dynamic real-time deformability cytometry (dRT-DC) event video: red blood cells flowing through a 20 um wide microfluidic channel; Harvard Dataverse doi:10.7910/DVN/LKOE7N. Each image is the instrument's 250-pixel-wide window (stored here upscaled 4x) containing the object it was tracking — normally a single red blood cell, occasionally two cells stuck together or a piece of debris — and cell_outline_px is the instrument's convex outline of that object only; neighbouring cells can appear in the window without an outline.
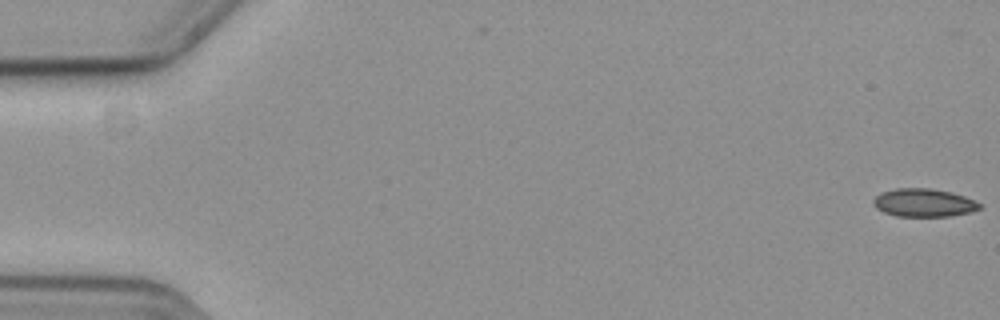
{"species": "common noctule bat (a hibernating species)", "species_latin": "Nyctalus noctula", "temperature_condition": "cold", "stored_images_in_passage": 58, "camera_frame_rate_fps": 3000, "um_per_image_px": 0.085, "animal": {"sex": "female", "body_mass_g": 19.3, "forearm_length_mm": 54.1}, "frame": {"image": 1, "passage_image": 1, "time_ms": 0.0, "image_size_px": [1000, 320], "cell_outline_px": [[980, 208], [968, 212], [948, 216], [896, 216], [884, 212], [876, 208], [872, 204], [872, 200], [880, 192], [896, 188], [928, 188], [948, 192], [964, 196], [980, 204]], "centroid_in_image_um": [78.43, 17.23], "position_along_channel_um": 6.6, "area_um2": 17.17}}
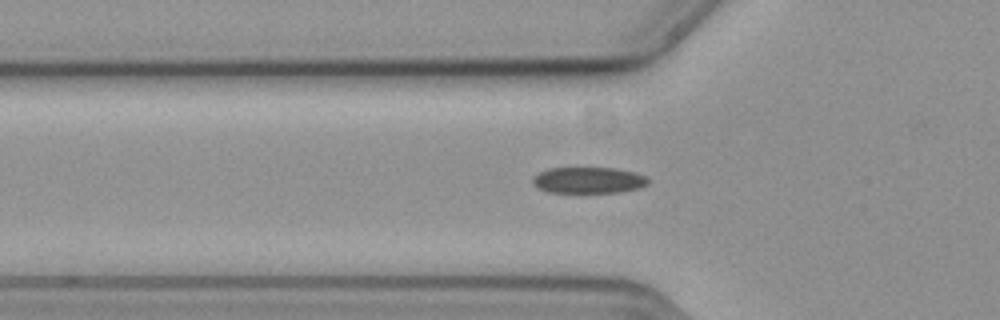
{"frame": {"image": 2, "passage_image": 20, "time_ms": 6.333, "image_size_px": [1000, 320], "cell_outline_px": [[648, 184], [640, 188], [620, 192], [548, 192], [536, 188], [532, 184], [532, 176], [548, 168], [612, 168], [636, 172], [644, 176], [648, 180]], "centroid_in_image_um": [49.98, 15.32], "position_along_channel_um": 75.8, "area_um2": 17.69}}
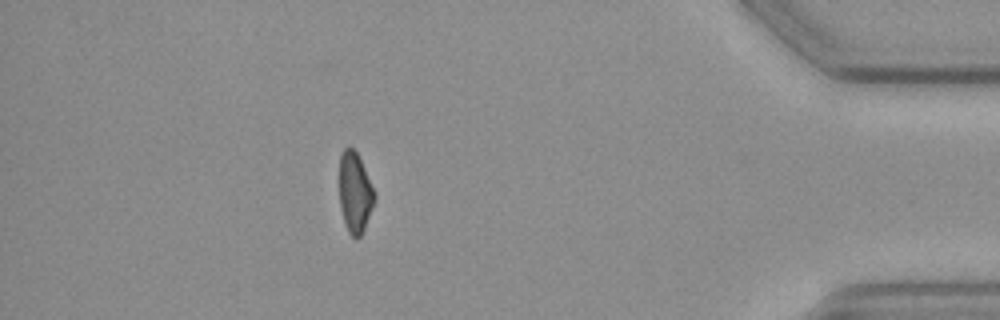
{"frame": {"image": 3, "passage_image": 51, "time_ms": 16.667, "image_size_px": [1000, 320], "cell_outline_px": [[376, 196], [372, 208], [364, 228], [360, 236], [352, 236], [348, 232], [340, 208], [340, 152], [348, 144], [356, 152], [376, 192]], "centroid_in_image_um": [30.17, 16.32], "position_along_channel_um": 405.0, "area_um2": 16.3}, "authors_computed_cell_mechanics": {"area_um2": 17.8602, "velocity_mm_per_s": 3.6676, "shape_relaxation_time_tau1_ms": 5.6425, "shape_relaxation_time_tau2_ms": 5.0628, "deformation_change_tau1": 0.1233, "deformation_change_tau2": 0.1163}}